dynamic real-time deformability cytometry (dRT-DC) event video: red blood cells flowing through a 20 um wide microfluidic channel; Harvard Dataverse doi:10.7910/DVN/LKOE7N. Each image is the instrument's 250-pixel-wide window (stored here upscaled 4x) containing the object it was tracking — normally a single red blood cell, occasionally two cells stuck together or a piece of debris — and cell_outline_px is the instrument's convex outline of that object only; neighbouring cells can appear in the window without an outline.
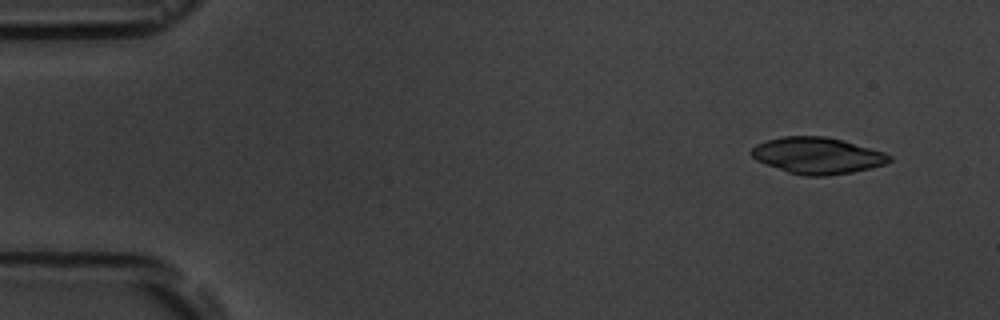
{"species": "common noctule bat (a hibernating species)", "species_latin": "Nyctalus noctula", "temperature_condition": "room temperature", "stored_images_in_passage": 5, "camera_frame_rate_fps": 3000, "um_per_image_px": 0.085, "animal": {"sex": "male", "body_mass_g": 19.5, "forearm_length_mm": 54.6}, "frame": {"image": 1, "passage_image": 2, "time_ms": 1.0, "image_size_px": [1000, 320], "cell_outline_px": [[892, 160], [884, 164], [852, 172], [824, 176], [808, 176], [788, 172], [756, 160], [748, 152], [756, 144], [768, 140], [784, 136], [824, 136], [844, 140], [884, 152], [892, 156]], "centroid_in_image_um": [69.47, 13.21], "position_along_channel_um": 15.5, "area_um2": 29.13}}